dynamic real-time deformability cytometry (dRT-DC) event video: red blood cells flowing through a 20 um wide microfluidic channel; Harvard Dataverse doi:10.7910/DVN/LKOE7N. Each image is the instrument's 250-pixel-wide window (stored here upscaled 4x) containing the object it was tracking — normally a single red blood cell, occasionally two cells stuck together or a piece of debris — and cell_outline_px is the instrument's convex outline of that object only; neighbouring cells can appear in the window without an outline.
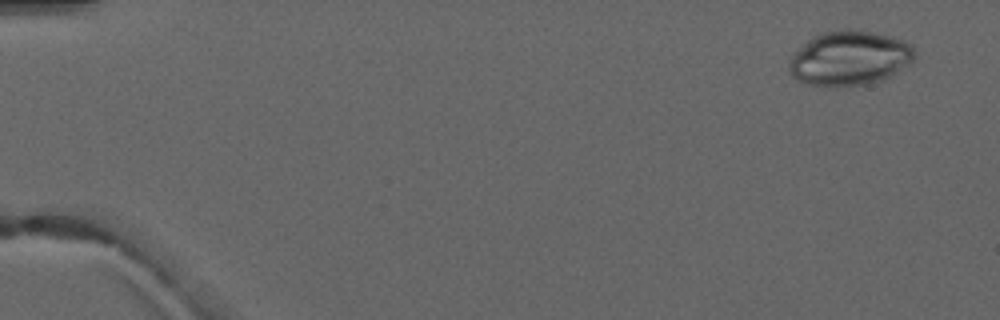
{"species": "common noctule bat (a hibernating species)", "species_latin": "Nyctalus noctula", "temperature_condition": "warm", "stored_images_in_passage": 5, "camera_frame_rate_fps": 3000, "um_per_image_px": 0.085, "animal": {"sex": "male", "forearm_length_mm": 52.5}, "frame": {"image": 1, "passage_image": 1, "time_ms": 0.0, "image_size_px": [1000, 320], "cell_outline_px": [[916, 52], [912, 60], [908, 64], [888, 76], [880, 80], [864, 84], [808, 84], [796, 80], [788, 72], [788, 64], [792, 52], [812, 36], [820, 32], [872, 32], [904, 40]], "centroid_in_image_um": [72.13, 4.94], "position_along_channel_um": 12.9, "area_um2": 38.67}}